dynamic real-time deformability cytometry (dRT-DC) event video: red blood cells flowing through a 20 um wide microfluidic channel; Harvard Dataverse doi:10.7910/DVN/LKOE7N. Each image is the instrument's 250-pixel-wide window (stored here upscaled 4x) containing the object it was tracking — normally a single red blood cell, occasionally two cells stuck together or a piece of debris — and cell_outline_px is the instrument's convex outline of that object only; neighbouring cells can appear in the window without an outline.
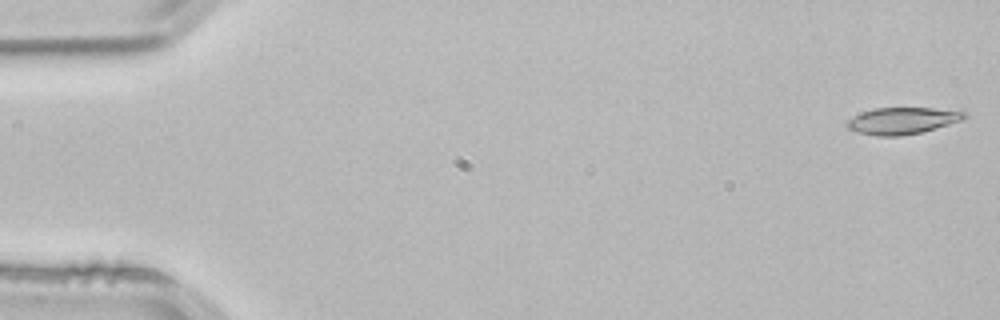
{"species": "common noctule bat (a hibernating species)", "species_latin": "Nyctalus noctula", "temperature_condition": "room temperature", "stored_images_in_passage": 50, "camera_frame_rate_fps": 3000, "um_per_image_px": 0.085, "animal": {"sex": "male", "body_mass_g": 21.5, "forearm_length_mm": 52.0}, "frame": {"image": 1, "passage_image": 1, "time_ms": 0.0, "image_size_px": [1000, 320], "cell_outline_px": [[968, 116], [960, 120], [948, 124], [920, 132], [900, 136], [876, 136], [856, 132], [848, 128], [848, 120], [852, 116], [860, 112], [876, 108], [932, 108], [968, 112]], "centroid_in_image_um": [76.67, 10.26], "position_along_channel_um": 8.3, "area_um2": 18.09}}
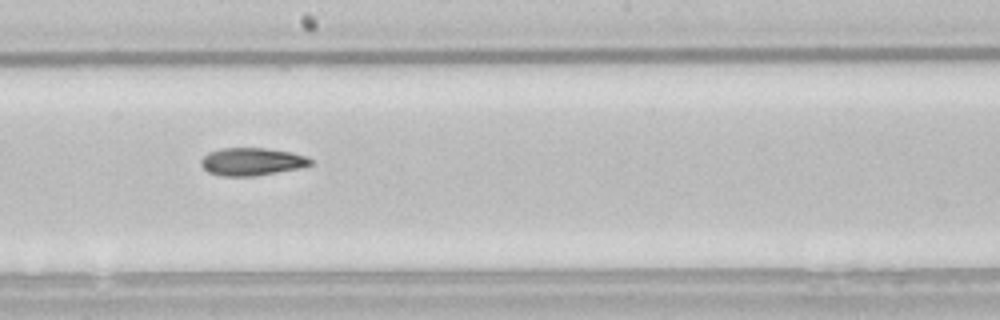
{"frame": {"image": 2, "passage_image": 29, "time_ms": 9.333, "image_size_px": [1000, 320], "cell_outline_px": [[312, 164], [300, 168], [256, 176], [220, 176], [208, 172], [200, 164], [200, 160], [208, 152], [220, 148], [264, 148], [292, 152], [304, 156], [312, 160]], "centroid_in_image_um": [21.38, 13.74], "position_along_channel_um": 226.8, "area_um2": 17.74}}
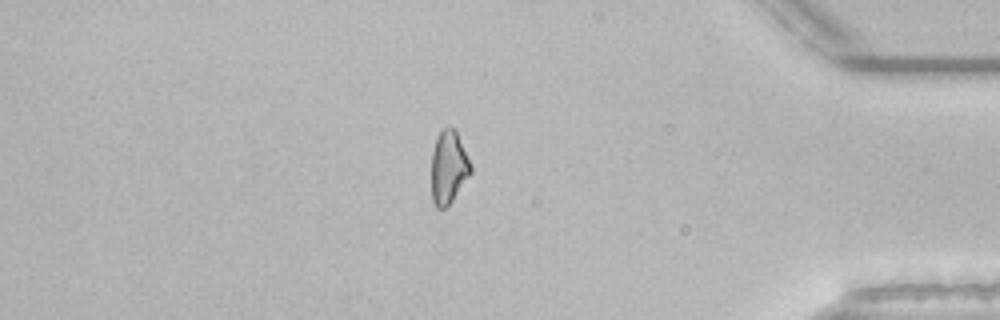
{"frame": {"image": 3, "passage_image": 45, "time_ms": 14.667, "image_size_px": [1000, 320], "cell_outline_px": [[472, 172], [452, 200], [444, 208], [436, 208], [432, 200], [432, 152], [436, 136], [440, 128], [448, 124], [456, 128], [472, 164]], "centroid_in_image_um": [38.14, 14.12], "position_along_channel_um": 397.1, "area_um2": 17.17}, "authors_computed_cell_mechanics": {"area_um2": 18.1781, "velocity_mm_per_s": 3.8457, "shape_relaxation_time_tau1_ms": 5.8319, "shape_relaxation_time_tau2_ms": null, "deformation_change_tau1": 0.1583, "deformation_change_tau2": null}}